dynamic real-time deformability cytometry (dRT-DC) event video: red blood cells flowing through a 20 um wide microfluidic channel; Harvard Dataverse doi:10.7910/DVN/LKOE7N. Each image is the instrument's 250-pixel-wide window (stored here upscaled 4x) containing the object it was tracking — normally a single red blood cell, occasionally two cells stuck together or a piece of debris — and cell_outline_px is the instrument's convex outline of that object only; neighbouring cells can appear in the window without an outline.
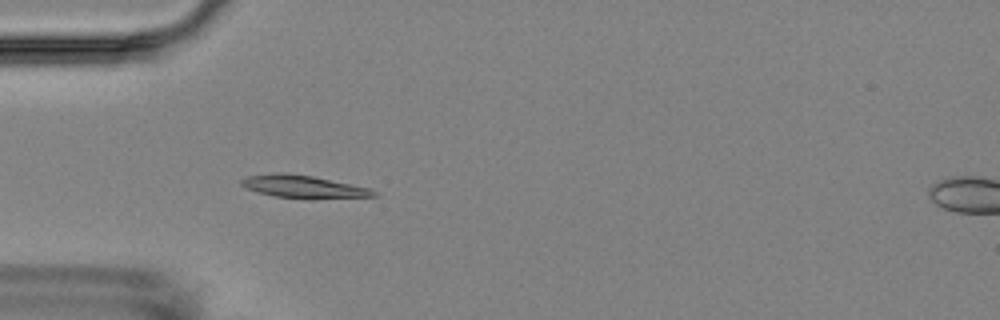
{"species": "Egyptian fruit bat (a non-hibernating species)", "species_latin": "Rousettus aegyptiacus", "temperature_condition": "room temperature", "stored_images_in_passage": 5, "camera_frame_rate_fps": 3000, "um_per_image_px": 0.085, "animal": {"sex": "female"}, "frame": {"image": 1, "passage_image": 4, "time_ms": 3.667, "image_size_px": [1000, 320], "cell_outline_px": [[376, 196], [312, 200], [276, 196], [256, 192], [240, 184], [240, 180], [248, 176], [276, 172], [288, 172], [312, 176], [372, 188], [376, 192]], "centroid_in_image_um": [25.83, 15.88], "position_along_channel_um": 59.2, "area_um2": 17.86}}